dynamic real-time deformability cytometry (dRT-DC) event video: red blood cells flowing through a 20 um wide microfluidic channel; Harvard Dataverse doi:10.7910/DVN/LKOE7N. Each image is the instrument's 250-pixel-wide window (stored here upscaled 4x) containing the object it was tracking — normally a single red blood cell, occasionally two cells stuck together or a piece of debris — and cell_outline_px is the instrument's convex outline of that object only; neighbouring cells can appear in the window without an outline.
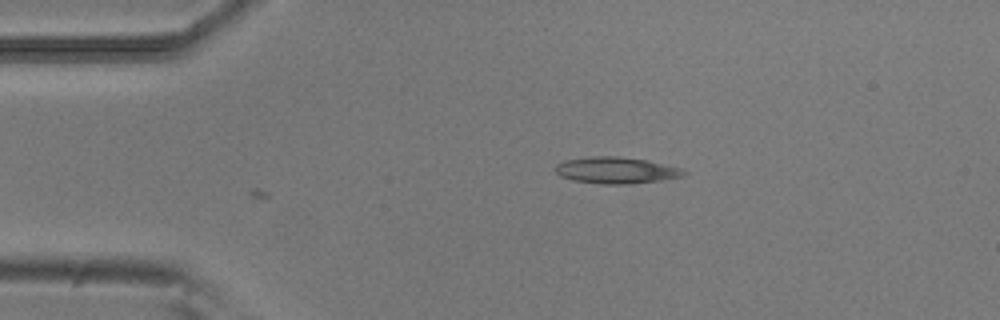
{"species": "common noctule bat (a hibernating species)", "species_latin": "Nyctalus noctula", "temperature_condition": "room temperature", "stored_images_in_passage": 5, "camera_frame_rate_fps": 3000, "um_per_image_px": 0.085, "animal": {"sex": "male", "body_mass_g": 20.5, "forearm_length_mm": 52.5}, "frame": {"image": 1, "passage_image": 1, "time_ms": 0.0, "image_size_px": [1000, 320], "cell_outline_px": [[688, 172], [684, 176], [628, 184], [600, 184], [572, 180], [560, 176], [556, 172], [556, 164], [564, 160], [592, 156], [616, 156], [644, 160], [680, 168]], "centroid_in_image_um": [52.31, 14.47], "position_along_channel_um": 32.7, "area_um2": 19.54}}